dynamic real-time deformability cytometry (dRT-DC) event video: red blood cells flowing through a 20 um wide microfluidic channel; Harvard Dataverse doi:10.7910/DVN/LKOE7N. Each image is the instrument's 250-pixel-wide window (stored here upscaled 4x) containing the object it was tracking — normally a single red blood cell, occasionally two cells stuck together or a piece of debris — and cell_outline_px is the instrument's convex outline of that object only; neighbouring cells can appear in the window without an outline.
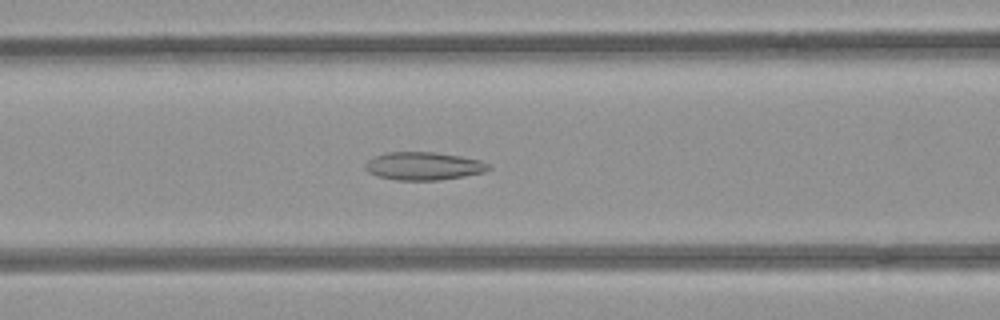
{"species": "common noctule bat (a hibernating species)", "species_latin": "Nyctalus noctula", "temperature_condition": "room temperature", "stored_images_in_passage": 36, "camera_frame_rate_fps": 3000, "um_per_image_px": 0.085, "animal": {"sex": "female", "body_mass_g": 21.9}, "frame": {"image": 1, "passage_image": 13, "time_ms": 4.0, "image_size_px": [1000, 320], "cell_outline_px": [[492, 168], [484, 172], [464, 176], [436, 180], [396, 180], [376, 176], [368, 172], [364, 168], [364, 164], [372, 156], [384, 152], [436, 152], [460, 156], [480, 160], [488, 164]], "centroid_in_image_um": [35.95, 14.1], "position_along_channel_um": 130.6, "area_um2": 20.29}}
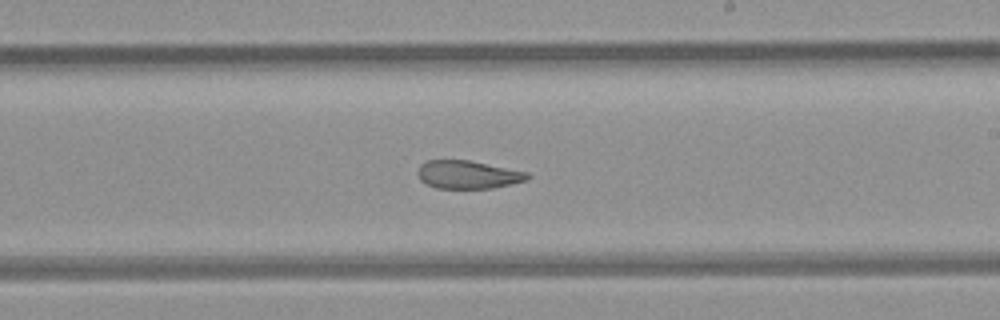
{"frame": {"image": 2, "passage_image": 22, "time_ms": 7.0, "image_size_px": [1000, 320], "cell_outline_px": [[532, 176], [528, 180], [492, 188], [436, 188], [424, 184], [420, 180], [416, 172], [420, 164], [428, 160], [468, 160], [528, 172]], "centroid_in_image_um": [39.75, 14.84], "position_along_channel_um": 249.3, "area_um2": 18.09}}
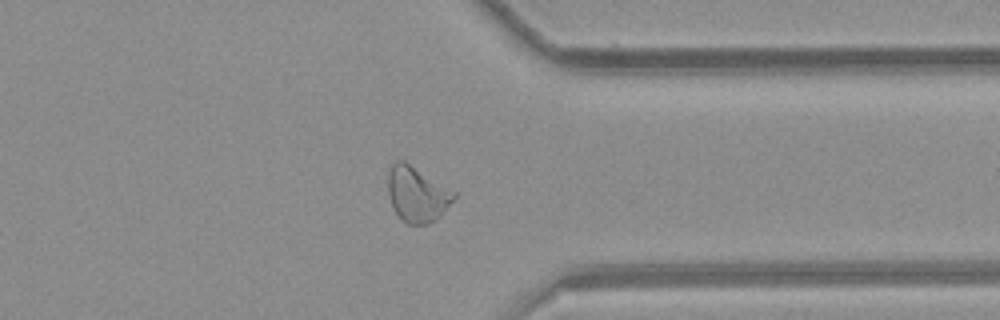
{"frame": {"image": 3, "passage_image": 32, "time_ms": 10.333, "image_size_px": [1000, 320], "cell_outline_px": [[456, 196], [436, 220], [428, 224], [408, 224], [400, 220], [392, 204], [388, 192], [388, 172], [392, 164], [396, 160], [404, 160], [456, 192]], "centroid_in_image_um": [35.43, 16.5], "position_along_channel_um": 376.0, "area_um2": 21.15}, "authors_computed_cell_mechanics": {"area_um2": 20.2589, "velocity_mm_per_s": 3.959, "shape_relaxation_time_tau1_ms": null, "shape_relaxation_time_tau2_ms": 2.1746, "deformation_change_tau1": null, "deformation_change_tau2": 0.097}}